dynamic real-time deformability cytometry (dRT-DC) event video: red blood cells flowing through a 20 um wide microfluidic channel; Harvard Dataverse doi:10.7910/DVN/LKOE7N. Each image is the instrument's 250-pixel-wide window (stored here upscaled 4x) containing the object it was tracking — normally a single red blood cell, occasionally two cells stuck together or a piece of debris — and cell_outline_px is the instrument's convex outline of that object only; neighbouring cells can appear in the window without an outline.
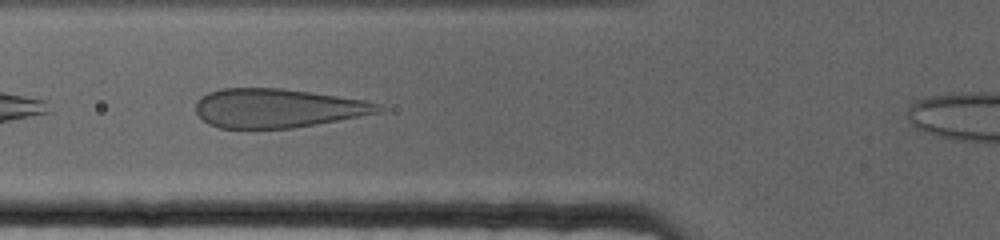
{"species": "human", "species_latin": "Homo sapiens", "temperature_condition": "cold", "stored_images_in_passage": 41, "camera_frame_rate_fps": 3000, "um_per_image_px": 0.085, "donor": {"sex": "female"}, "frame": {"image": 1, "passage_image": 5, "time_ms": 1.333, "image_size_px": [1000, 240], "cell_outline_px": [[388, 108], [380, 112], [292, 128], [220, 128], [208, 124], [196, 112], [196, 100], [200, 96], [208, 92], [220, 88], [280, 88], [312, 92], [364, 100], [384, 104]], "centroid_in_image_um": [23.59, 9.18], "position_along_channel_um": 102.2, "area_um2": 41.5}}
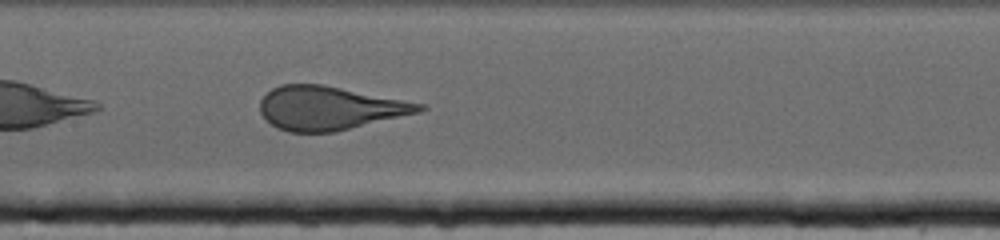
{"frame": {"image": 2, "passage_image": 13, "time_ms": 4.0, "image_size_px": [1000, 240], "cell_outline_px": [[428, 108], [420, 112], [336, 132], [288, 132], [276, 128], [264, 120], [260, 112], [260, 100], [272, 88], [280, 84], [324, 84], [428, 104]], "centroid_in_image_um": [28.03, 9.18], "position_along_channel_um": 179.4, "area_um2": 41.1}}
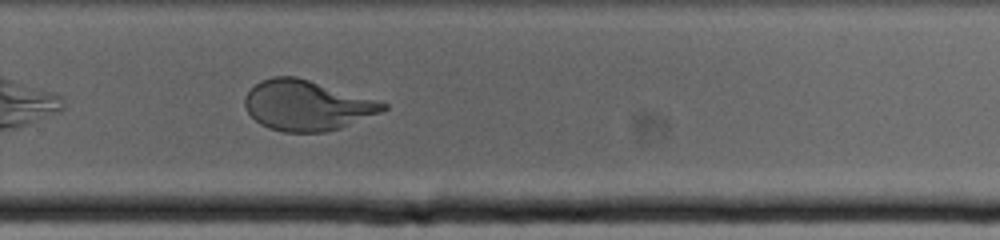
{"frame": {"image": 3, "passage_image": 26, "time_ms": 8.333, "image_size_px": [1000, 240], "cell_outline_px": [[388, 108], [380, 112], [340, 128], [324, 132], [284, 132], [268, 128], [260, 124], [248, 112], [244, 104], [244, 96], [260, 80], [272, 76], [296, 76], [388, 104]], "centroid_in_image_um": [26.03, 8.96], "position_along_channel_um": 303.8, "area_um2": 39.94}}